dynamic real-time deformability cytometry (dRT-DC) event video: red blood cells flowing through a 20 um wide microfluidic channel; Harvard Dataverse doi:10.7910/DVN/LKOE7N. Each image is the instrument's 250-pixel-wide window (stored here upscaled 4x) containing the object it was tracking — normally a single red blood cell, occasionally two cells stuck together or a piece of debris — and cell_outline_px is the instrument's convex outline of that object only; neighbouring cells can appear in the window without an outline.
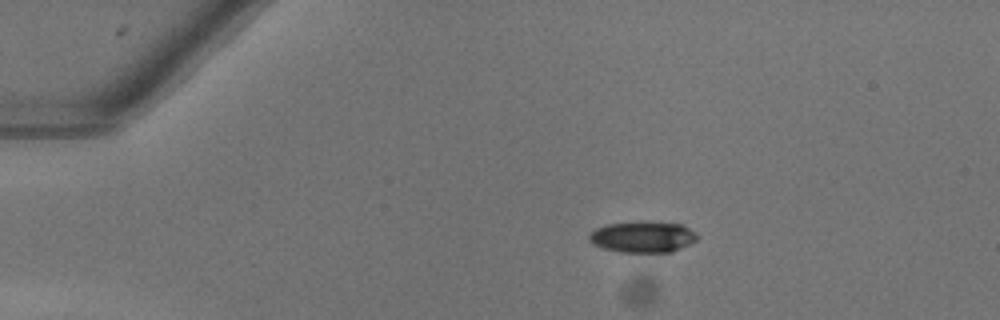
{"species": "common noctule bat (a hibernating species)", "species_latin": "Nyctalus noctula", "temperature_condition": "warm", "stored_images_in_passage": 43, "camera_frame_rate_fps": 3000, "um_per_image_px": 0.085, "animal": {"sex": "female"}, "frame": {"image": 1, "passage_image": 1, "time_ms": 0.0, "image_size_px": [1000, 320], "cell_outline_px": [[696, 240], [688, 244], [668, 252], [620, 252], [604, 248], [592, 244], [588, 240], [588, 236], [596, 228], [608, 224], [680, 224], [696, 232]], "centroid_in_image_um": [54.58, 20.18], "position_along_channel_um": 30.4, "area_um2": 18.55}}
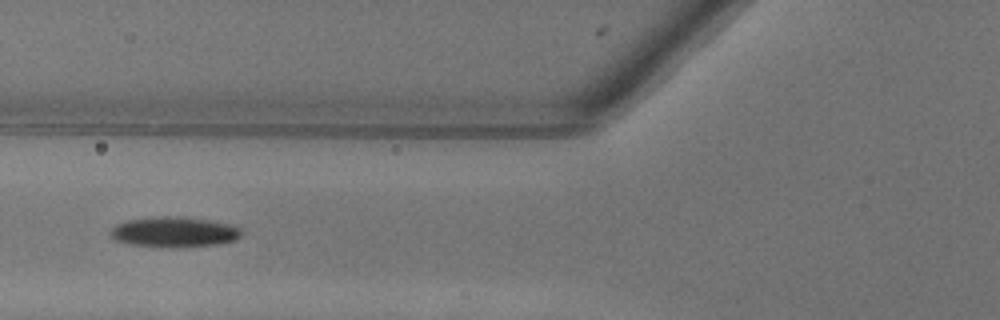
{"frame": {"image": 2, "passage_image": 12, "time_ms": 3.667, "image_size_px": [1000, 320], "cell_outline_px": [[240, 236], [236, 240], [216, 244], [184, 248], [160, 248], [128, 244], [116, 240], [108, 236], [108, 232], [116, 224], [128, 220], [208, 220], [228, 224], [240, 228]], "centroid_in_image_um": [14.77, 19.82], "position_along_channel_um": 111.0, "area_um2": 22.08}}
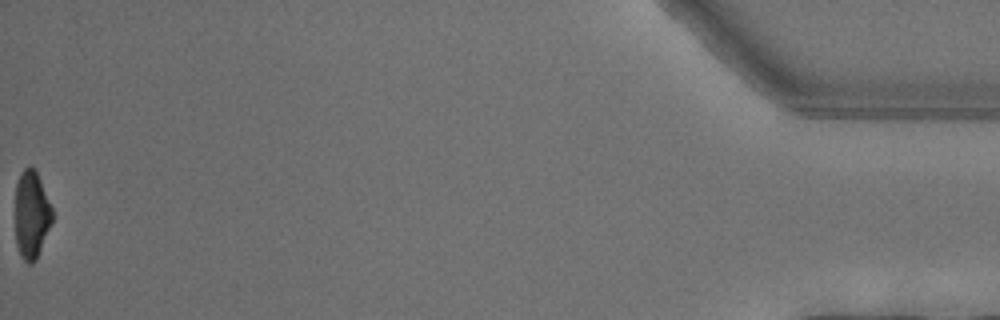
{"frame": {"image": 3, "passage_image": 43, "time_ms": 14.0, "image_size_px": [1000, 320], "cell_outline_px": [[52, 220], [36, 260], [32, 264], [28, 264], [20, 256], [16, 244], [16, 184], [20, 172], [28, 164], [36, 168], [52, 208]], "centroid_in_image_um": [2.67, 18.2], "position_along_channel_um": 432.5, "area_um2": 19.02}, "authors_computed_cell_mechanics": {"area_um2": 22.0796, "velocity_mm_per_s": 4.0732, "shape_relaxation_time_tau1_ms": 4.6034, "shape_relaxation_time_tau2_ms": null, "deformation_change_tau1": 0.1631, "deformation_change_tau2": null}}